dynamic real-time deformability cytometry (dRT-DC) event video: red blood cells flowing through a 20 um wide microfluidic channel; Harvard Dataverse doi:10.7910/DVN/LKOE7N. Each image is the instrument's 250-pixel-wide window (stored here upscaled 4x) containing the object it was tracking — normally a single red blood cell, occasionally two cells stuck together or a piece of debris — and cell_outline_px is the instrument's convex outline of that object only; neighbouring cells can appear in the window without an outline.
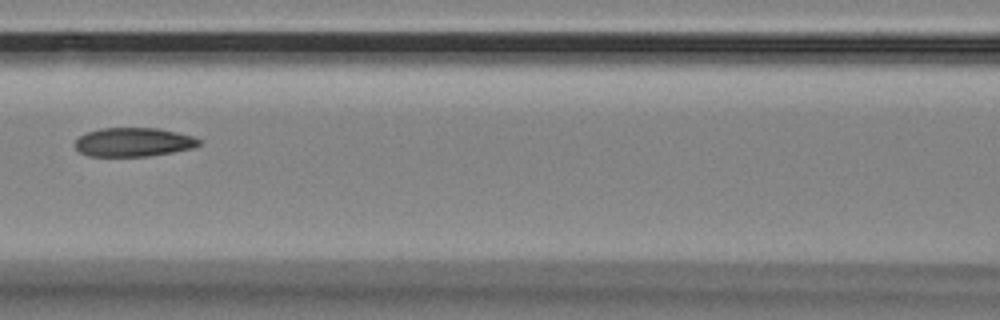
{"species": "Egyptian fruit bat (a non-hibernating species)", "species_latin": "Rousettus aegyptiacus", "temperature_condition": "room temperature", "stored_images_in_passage": 6, "camera_frame_rate_fps": 3000, "um_per_image_px": 0.085, "animal": {"sex": "female"}, "frame": {"image": 1, "passage_image": 3, "time_ms": 0.667, "image_size_px": [1000, 320], "cell_outline_px": [[200, 144], [192, 148], [172, 152], [148, 156], [88, 156], [80, 152], [76, 148], [76, 140], [80, 136], [88, 132], [100, 128], [156, 128], [176, 132], [192, 136], [200, 140]], "centroid_in_image_um": [11.33, 12.08], "position_along_channel_um": 155.3, "area_um2": 20.63}}
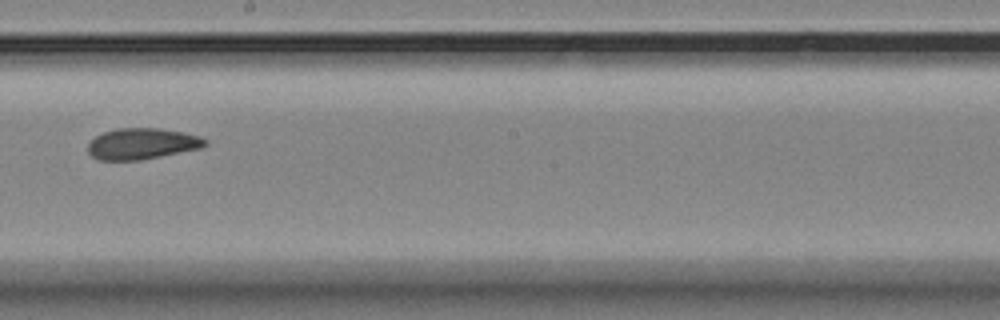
{"frame": {"image": 2, "passage_image": 5, "time_ms": 1.333, "image_size_px": [1000, 320], "cell_outline_px": [[208, 144], [200, 148], [140, 160], [96, 160], [88, 152], [88, 144], [96, 136], [104, 132], [116, 128], [160, 128], [184, 132], [200, 136], [208, 140]], "centroid_in_image_um": [12.08, 12.21], "position_along_channel_um": 236.1, "area_um2": 21.27}}
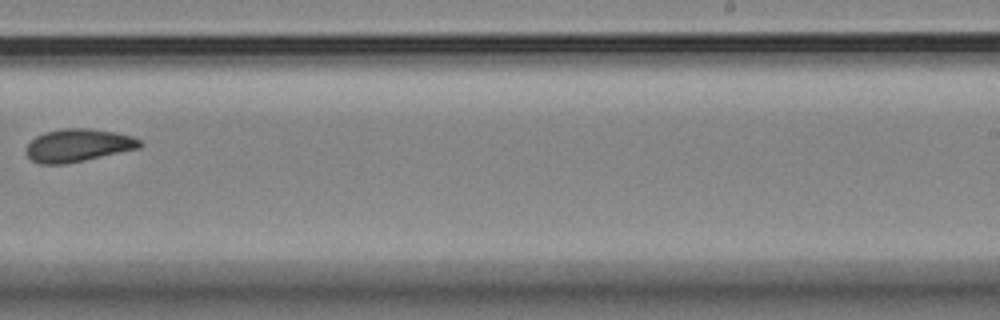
{"frame": {"image": 3, "passage_image": 6, "time_ms": 1.667, "image_size_px": [1000, 320], "cell_outline_px": [[144, 144], [140, 148], [84, 160], [64, 164], [40, 164], [32, 160], [24, 152], [24, 148], [36, 136], [44, 132], [64, 128], [88, 128], [116, 132], [132, 136], [140, 140]], "centroid_in_image_um": [6.63, 12.35], "position_along_channel_um": 282.4, "area_um2": 21.85}}